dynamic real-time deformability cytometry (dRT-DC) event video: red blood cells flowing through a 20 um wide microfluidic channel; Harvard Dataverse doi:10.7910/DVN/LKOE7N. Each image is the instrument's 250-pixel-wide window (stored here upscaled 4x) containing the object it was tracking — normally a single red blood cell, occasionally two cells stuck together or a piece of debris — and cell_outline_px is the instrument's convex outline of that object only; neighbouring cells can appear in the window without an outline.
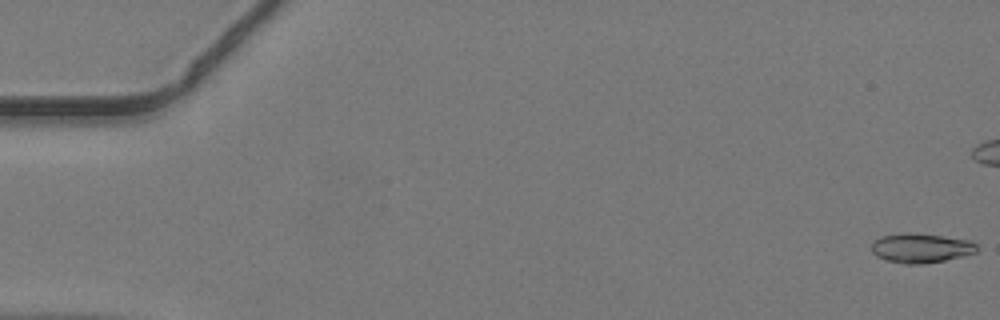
{"species": "common noctule bat (a hibernating species)", "species_latin": "Nyctalus noctula", "temperature_condition": "warm", "stored_images_in_passage": 40, "camera_frame_rate_fps": 3000, "um_per_image_px": 0.085, "animal": {"sex": "male", "body_mass_g": 19.2, "forearm_length_mm": 51.8}, "frame": {"image": 1, "passage_image": 1, "time_ms": 0.0, "image_size_px": [1000, 320], "cell_outline_px": [[980, 248], [976, 252], [964, 256], [924, 264], [904, 264], [884, 260], [876, 256], [872, 252], [872, 240], [880, 236], [904, 232], [908, 232], [972, 240]], "centroid_in_image_um": [78.26, 21.08], "position_along_channel_um": 6.7, "area_um2": 18.38}}
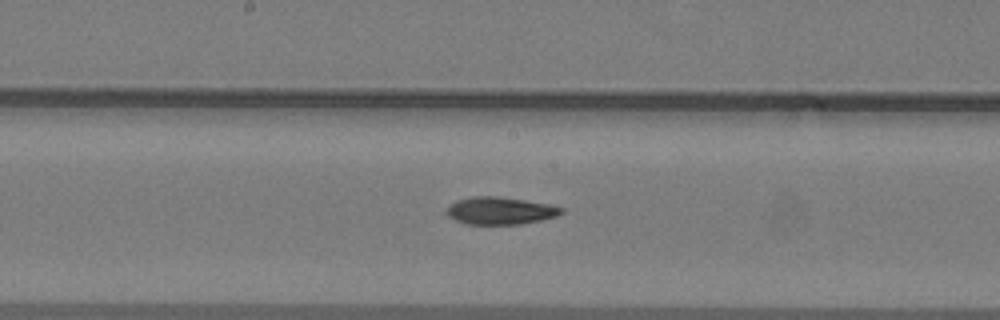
{"frame": {"image": 2, "passage_image": 26, "time_ms": 8.333, "image_size_px": [1000, 320], "cell_outline_px": [[564, 212], [556, 216], [540, 220], [520, 224], [464, 224], [448, 216], [444, 212], [456, 200], [472, 196], [496, 196], [524, 200], [548, 204], [564, 208]], "centroid_in_image_um": [42.5, 17.91], "position_along_channel_um": 205.7, "area_um2": 18.26}}
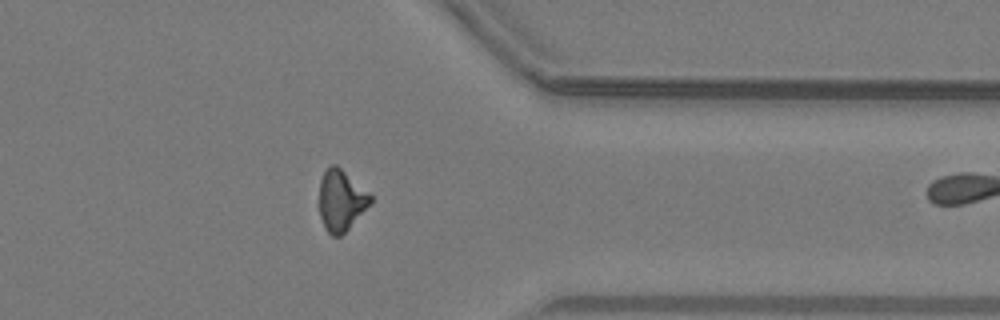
{"frame": {"image": 3, "passage_image": 39, "time_ms": 12.667, "image_size_px": [1000, 320], "cell_outline_px": [[372, 204], [340, 236], [332, 236], [324, 228], [316, 204], [320, 180], [328, 164], [336, 164], [368, 192], [372, 196]], "centroid_in_image_um": [28.94, 17.03], "position_along_channel_um": 382.5, "area_um2": 18.67}}